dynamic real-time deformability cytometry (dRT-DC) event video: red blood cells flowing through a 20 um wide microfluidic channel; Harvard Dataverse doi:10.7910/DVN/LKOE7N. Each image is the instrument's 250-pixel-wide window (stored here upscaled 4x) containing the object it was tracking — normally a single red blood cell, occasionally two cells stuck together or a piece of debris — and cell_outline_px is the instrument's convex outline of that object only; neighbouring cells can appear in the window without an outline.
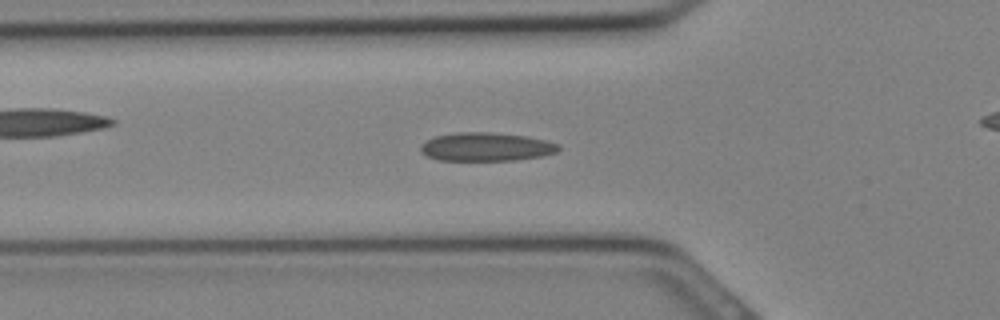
{"species": "Egyptian fruit bat (a non-hibernating species)", "species_latin": "Rousettus aegyptiacus", "temperature_condition": "cold", "stored_images_in_passage": 32, "camera_frame_rate_fps": 3000, "um_per_image_px": 0.085, "animal": {"sex": "female"}, "frame": {"image": 1, "passage_image": 10, "time_ms": 3.0, "image_size_px": [1000, 320], "cell_outline_px": [[560, 148], [556, 152], [544, 156], [516, 160], [440, 160], [428, 156], [420, 152], [420, 144], [436, 136], [456, 132], [492, 132], [528, 136], [560, 144]], "centroid_in_image_um": [41.35, 12.48], "position_along_channel_um": 84.5, "area_um2": 23.0}}
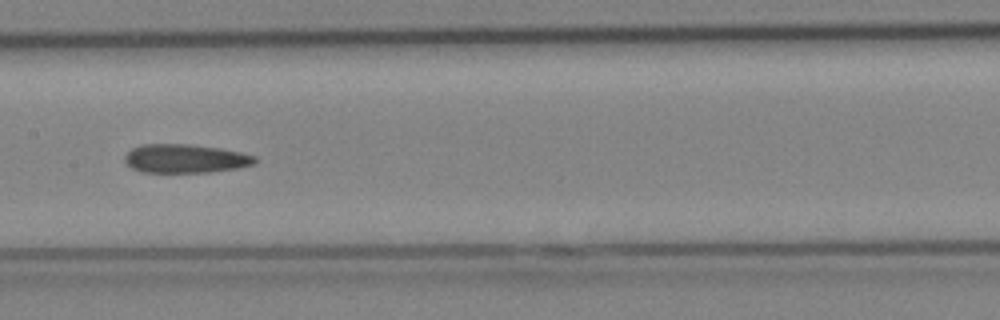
{"frame": {"image": 2, "passage_image": 15, "time_ms": 4.667, "image_size_px": [1000, 320], "cell_outline_px": [[256, 164], [240, 168], [208, 172], [140, 172], [132, 168], [124, 160], [124, 156], [132, 148], [140, 144], [188, 144], [220, 148], [240, 152], [256, 156]], "centroid_in_image_um": [15.76, 13.48], "position_along_channel_um": 191.6, "area_um2": 21.91}}
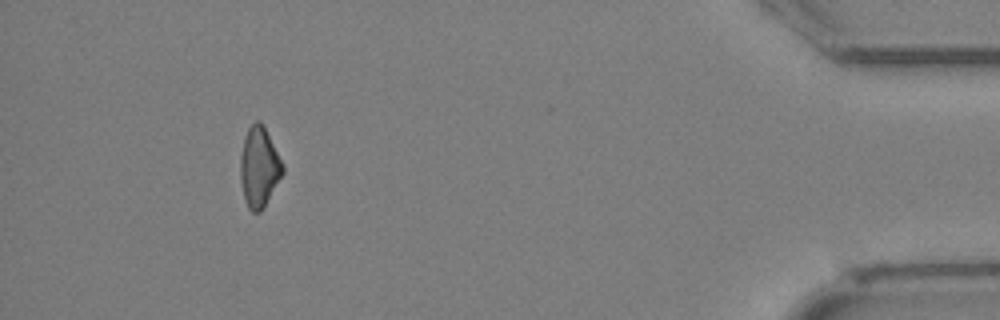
{"frame": {"image": 3, "passage_image": 32, "time_ms": 10.333, "image_size_px": [1000, 320], "cell_outline_px": [[284, 172], [264, 208], [260, 212], [252, 212], [248, 208], [244, 200], [240, 180], [240, 156], [244, 136], [248, 128], [256, 120], [260, 120], [284, 168]], "centroid_in_image_um": [21.99, 14.25], "position_along_channel_um": 413.2, "area_um2": 19.59}}